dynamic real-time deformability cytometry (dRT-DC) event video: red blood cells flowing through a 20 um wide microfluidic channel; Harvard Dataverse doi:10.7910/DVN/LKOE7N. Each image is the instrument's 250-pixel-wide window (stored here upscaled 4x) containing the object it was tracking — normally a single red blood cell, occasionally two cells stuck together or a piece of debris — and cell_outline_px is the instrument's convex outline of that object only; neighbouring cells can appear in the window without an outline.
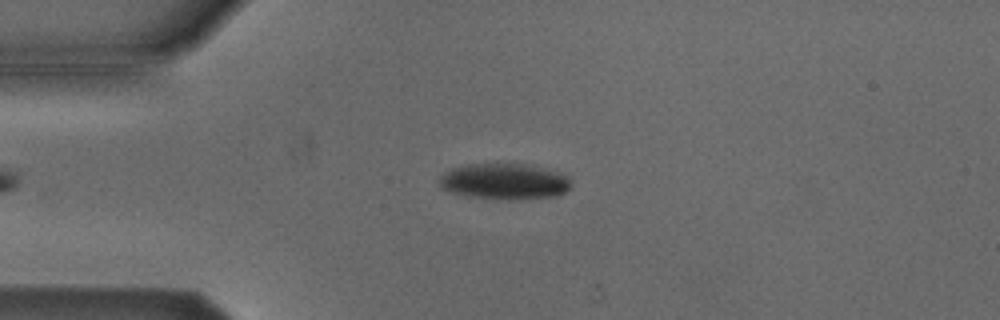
{"species": "Egyptian fruit bat (a non-hibernating species)", "species_latin": "Rousettus aegyptiacus", "temperature_condition": "cold", "stored_images_in_passage": 45, "camera_frame_rate_fps": 3000, "um_per_image_px": 0.085, "animal": {"sex": "male"}, "frame": {"image": 1, "passage_image": 9, "time_ms": 2.667, "image_size_px": [1000, 320], "cell_outline_px": [[572, 188], [564, 192], [552, 196], [508, 200], [468, 196], [452, 192], [440, 188], [440, 176], [444, 172], [452, 168], [468, 164], [520, 164], [560, 172], [568, 176], [572, 184]], "centroid_in_image_um": [42.87, 15.43], "position_along_channel_um": 42.1, "area_um2": 27.4}}
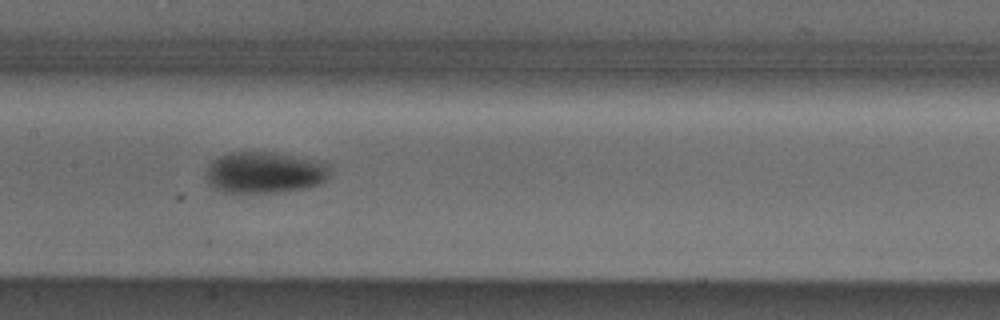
{"frame": {"image": 2, "passage_image": 22, "time_ms": 7.0, "image_size_px": [1000, 320], "cell_outline_px": [[328, 176], [320, 184], [304, 188], [276, 192], [224, 192], [208, 184], [208, 164], [212, 160], [228, 152], [264, 152], [292, 156], [328, 164]], "centroid_in_image_um": [22.44, 14.67], "position_along_channel_um": 185.0, "area_um2": 29.19}}
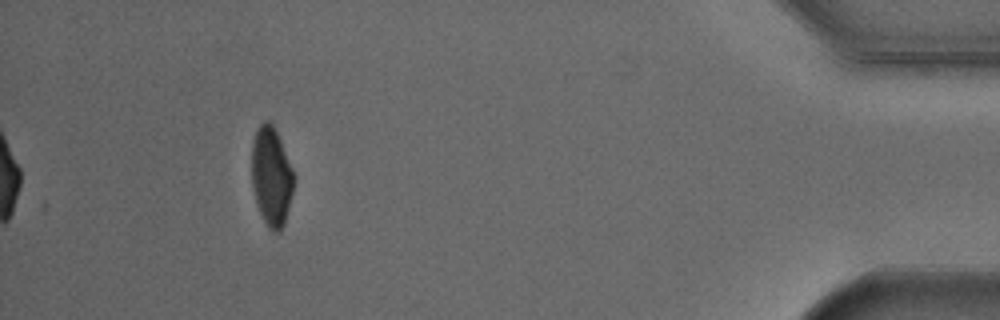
{"frame": {"image": 3, "passage_image": 45, "time_ms": 14.667, "image_size_px": [1000, 320], "cell_outline_px": [[292, 192], [284, 224], [280, 232], [272, 232], [268, 228], [260, 212], [252, 188], [252, 144], [256, 128], [264, 120], [268, 120], [276, 128], [292, 168]], "centroid_in_image_um": [23.04, 14.96], "position_along_channel_um": 412.2, "area_um2": 24.1}, "authors_computed_cell_mechanics": {"area_um2": 27.3972, "velocity_mm_per_s": 3.8205, "shape_relaxation_time_tau1_ms": 2.8798, "shape_relaxation_time_tau2_ms": null, "deformation_change_tau1": 0.1087, "deformation_change_tau2": null}}